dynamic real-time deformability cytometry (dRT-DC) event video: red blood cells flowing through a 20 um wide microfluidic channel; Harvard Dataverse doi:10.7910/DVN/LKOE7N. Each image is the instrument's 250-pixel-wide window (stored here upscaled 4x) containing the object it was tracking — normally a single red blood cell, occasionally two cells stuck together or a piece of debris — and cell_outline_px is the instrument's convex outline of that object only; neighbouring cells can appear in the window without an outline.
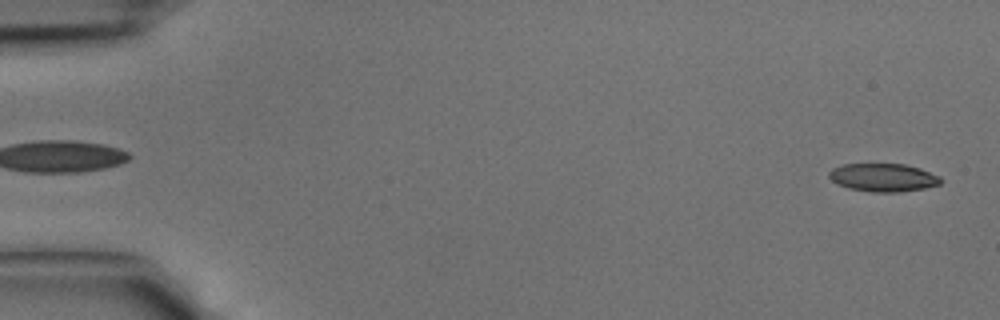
{"species": "common noctule bat (a hibernating species)", "species_latin": "Nyctalus noctula", "temperature_condition": "cold", "stored_images_in_passage": 41, "camera_frame_rate_fps": 3000, "um_per_image_px": 0.085, "animal": {"sex": "male", "body_mass_g": 15.6}, "frame": {"image": 1, "passage_image": 1, "time_ms": 0.0, "image_size_px": [1000, 320], "cell_outline_px": [[944, 180], [940, 184], [924, 188], [900, 192], [872, 192], [848, 188], [836, 184], [828, 176], [828, 172], [832, 168], [844, 164], [904, 164], [920, 168], [940, 176]], "centroid_in_image_um": [75.07, 15.09], "position_along_channel_um": 9.9, "area_um2": 18.44}}
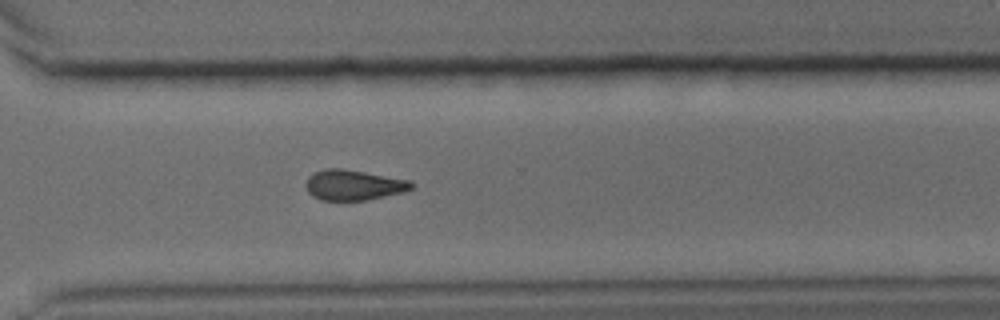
{"frame": {"image": 2, "passage_image": 30, "time_ms": 9.667, "image_size_px": [1000, 320], "cell_outline_px": [[412, 188], [404, 192], [368, 200], [320, 200], [312, 196], [308, 192], [304, 184], [308, 176], [312, 172], [328, 168], [340, 168], [364, 172], [408, 180], [412, 184]], "centroid_in_image_um": [29.98, 15.73], "position_along_channel_um": 340.6, "area_um2": 18.67}}
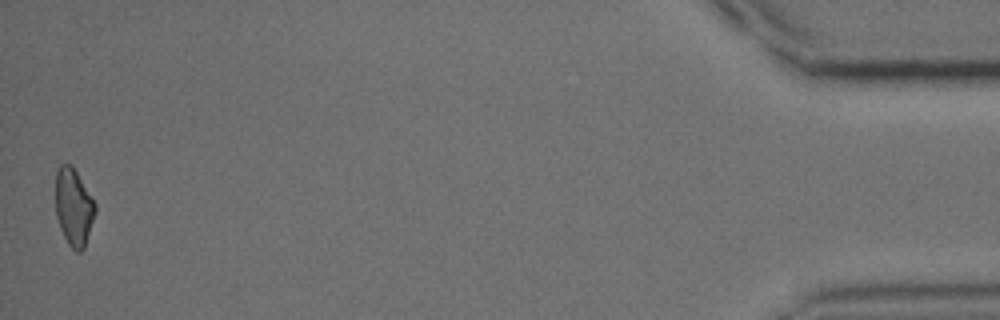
{"frame": {"image": 3, "passage_image": 41, "time_ms": 13.333, "image_size_px": [1000, 320], "cell_outline_px": [[96, 212], [84, 248], [80, 252], [76, 252], [68, 244], [60, 228], [56, 216], [56, 172], [60, 164], [72, 164], [96, 204]], "centroid_in_image_um": [6.26, 17.6], "position_along_channel_um": 428.9, "area_um2": 17.86}}